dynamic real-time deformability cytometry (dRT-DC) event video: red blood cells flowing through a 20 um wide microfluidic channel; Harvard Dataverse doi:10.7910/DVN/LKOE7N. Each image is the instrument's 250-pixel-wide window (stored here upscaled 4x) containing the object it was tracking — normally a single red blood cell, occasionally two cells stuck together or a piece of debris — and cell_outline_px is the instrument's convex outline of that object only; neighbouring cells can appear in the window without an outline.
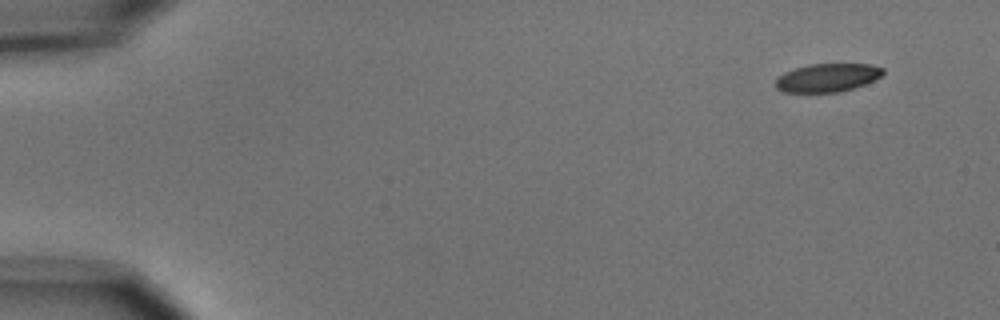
{"species": "common noctule bat (a hibernating species)", "species_latin": "Nyctalus noctula", "temperature_condition": "cold", "stored_images_in_passage": 6, "camera_frame_rate_fps": 3000, "um_per_image_px": 0.085, "animal": {"sex": "male", "body_mass_g": 15.6}, "frame": {"image": 1, "passage_image": 1, "time_ms": 0.0, "image_size_px": [1000, 320], "cell_outline_px": [[884, 72], [880, 76], [864, 84], [840, 92], [784, 92], [776, 88], [776, 76], [784, 72], [808, 64], [868, 64], [884, 68]], "centroid_in_image_um": [70.29, 6.6], "position_along_channel_um": 14.7, "area_um2": 17.63}}
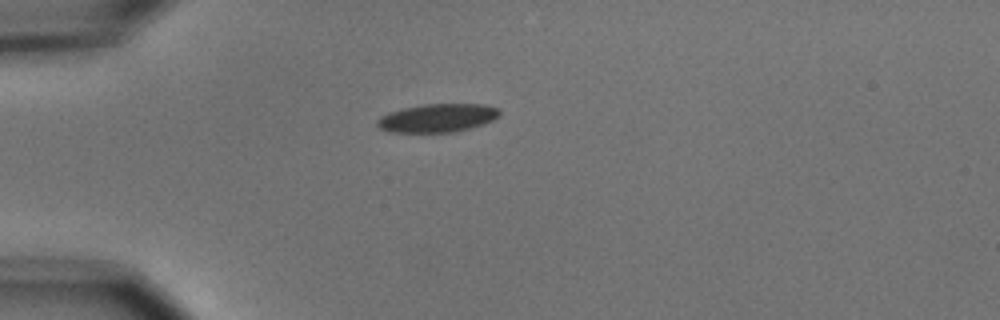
{"frame": {"image": 2, "passage_image": 4, "time_ms": 3.667, "image_size_px": [1000, 320], "cell_outline_px": [[500, 112], [492, 120], [468, 128], [452, 132], [392, 132], [380, 128], [376, 124], [376, 120], [380, 116], [388, 112], [404, 108], [424, 104], [484, 104], [496, 108]], "centroid_in_image_um": [37.11, 10.02], "position_along_channel_um": 47.9, "area_um2": 19.88}}
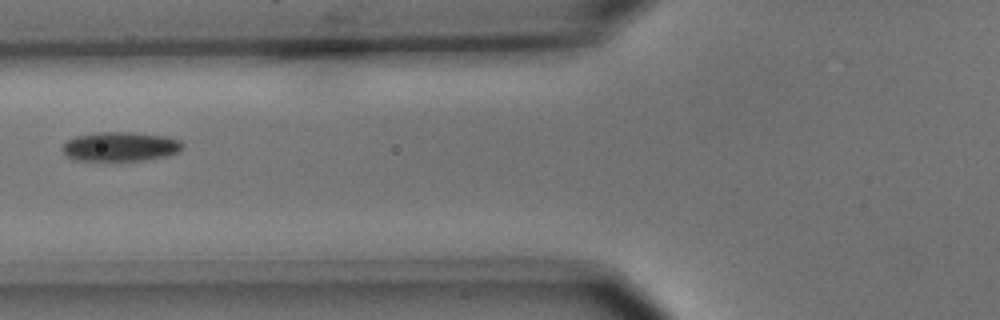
{"frame": {"image": 3, "passage_image": 6, "time_ms": 6.0, "image_size_px": [1000, 320], "cell_outline_px": [[184, 144], [180, 152], [168, 156], [144, 160], [76, 160], [68, 156], [60, 148], [68, 140], [76, 136], [96, 132], [132, 132], [168, 136], [180, 140]], "centroid_in_image_um": [10.28, 12.45], "position_along_channel_um": 115.5, "area_um2": 20.63}}